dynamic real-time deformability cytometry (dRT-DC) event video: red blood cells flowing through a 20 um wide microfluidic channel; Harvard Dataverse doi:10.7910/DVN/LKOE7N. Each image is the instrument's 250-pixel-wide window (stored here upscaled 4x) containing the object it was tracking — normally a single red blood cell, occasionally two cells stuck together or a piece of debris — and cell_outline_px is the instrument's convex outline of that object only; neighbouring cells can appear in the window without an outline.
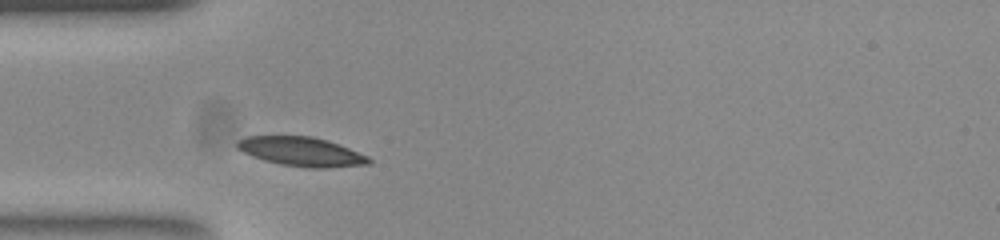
{"species": "common noctule bat (a hibernating species)", "species_latin": "Nyctalus noctula", "temperature_condition": "room temperature", "stored_images_in_passage": 29, "camera_frame_rate_fps": 3000, "um_per_image_px": 0.085, "animal": {"sex": "female", "body_mass_g": 23.0, "forearm_length_mm": 53.4}, "frame": {"image": 1, "passage_image": 1, "time_ms": 0.0, "image_size_px": [1000, 240], "cell_outline_px": [[372, 164], [328, 168], [304, 168], [280, 164], [264, 160], [252, 156], [236, 148], [236, 140], [244, 136], [312, 136], [348, 148], [368, 156], [372, 160]], "centroid_in_image_um": [25.6, 12.9], "position_along_channel_um": 59.4, "area_um2": 22.43}}
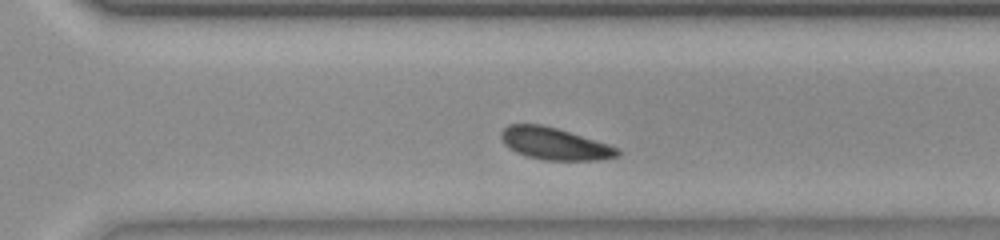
{"frame": {"image": 2, "passage_image": 22, "time_ms": 7.0, "image_size_px": [1000, 240], "cell_outline_px": [[620, 156], [596, 160], [544, 160], [528, 156], [516, 152], [508, 148], [504, 144], [500, 136], [500, 132], [508, 124], [540, 124], [556, 128], [608, 144], [620, 148]], "centroid_in_image_um": [47.12, 12.21], "position_along_channel_um": 323.5, "area_um2": 21.68}}
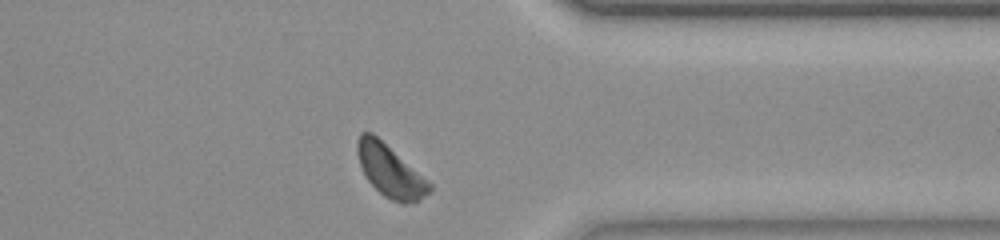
{"frame": {"image": 3, "passage_image": 27, "time_ms": 8.667, "image_size_px": [1000, 240], "cell_outline_px": [[432, 192], [420, 200], [408, 204], [400, 204], [384, 196], [368, 180], [360, 164], [356, 152], [356, 140], [360, 132], [372, 132], [432, 184]], "centroid_in_image_um": [33.16, 14.54], "position_along_channel_um": 378.2, "area_um2": 21.79}, "authors_computed_cell_mechanics": {"area_um2": 21.964, "velocity_mm_per_s": 3.8094, "shape_relaxation_time_tau1_ms": 2.111, "shape_relaxation_time_tau2_ms": null, "deformation_change_tau1": 0.1019, "deformation_change_tau2": null}}